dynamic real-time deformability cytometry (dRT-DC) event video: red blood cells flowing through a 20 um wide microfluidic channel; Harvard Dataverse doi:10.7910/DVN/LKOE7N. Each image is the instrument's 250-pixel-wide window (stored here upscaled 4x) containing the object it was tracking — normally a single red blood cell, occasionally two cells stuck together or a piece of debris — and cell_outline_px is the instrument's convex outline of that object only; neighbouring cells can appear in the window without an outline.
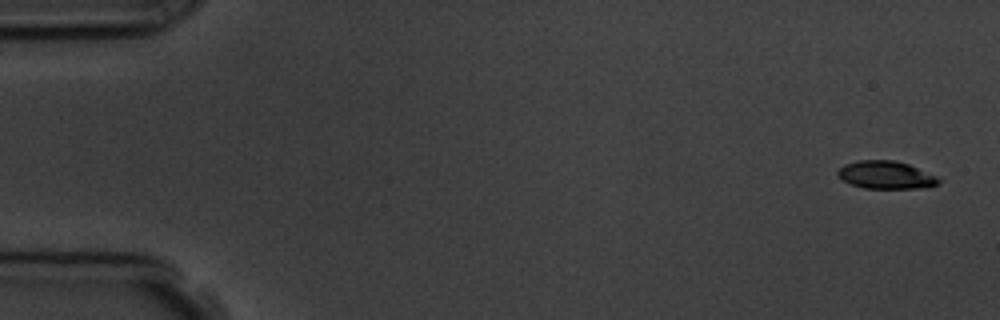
{"species": "common noctule bat (a hibernating species)", "species_latin": "Nyctalus noctula", "temperature_condition": "room temperature", "stored_images_in_passage": 4, "camera_frame_rate_fps": 3000, "um_per_image_px": 0.085, "animal": {"sex": "male", "body_mass_g": 19.5, "forearm_length_mm": 54.6}, "frame": {"image": 1, "passage_image": 1, "time_ms": 0.0, "image_size_px": [1000, 320], "cell_outline_px": [[940, 180], [936, 184], [928, 188], [864, 188], [852, 184], [844, 180], [836, 172], [844, 164], [856, 160], [896, 160], [908, 164], [936, 176]], "centroid_in_image_um": [75.3, 14.86], "position_along_channel_um": 9.7, "area_um2": 16.18}}